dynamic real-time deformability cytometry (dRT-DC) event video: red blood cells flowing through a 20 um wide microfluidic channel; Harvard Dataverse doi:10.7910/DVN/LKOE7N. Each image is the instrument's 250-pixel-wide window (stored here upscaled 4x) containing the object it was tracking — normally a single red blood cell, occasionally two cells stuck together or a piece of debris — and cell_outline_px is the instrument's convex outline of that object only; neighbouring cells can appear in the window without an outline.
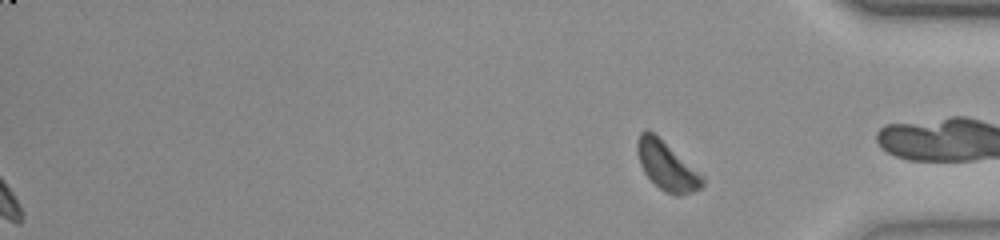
{"species": "common noctule bat (a hibernating species)", "species_latin": "Nyctalus noctula", "temperature_condition": "room temperature", "stored_images_in_passage": 45, "segment_of_instrument_passage": [2, 2], "camera_frame_rate_fps": 3000, "um_per_image_px": 0.085, "animal": {"sex": "female", "body_mass_g": 23.0, "forearm_length_mm": 53.4}, "frame": {"image": 1, "passage_image": 45, "time_ms": 14.667, "image_size_px": [1000, 240], "cell_outline_px": [[704, 184], [700, 188], [692, 192], [680, 196], [676, 196], [660, 188], [644, 172], [640, 164], [636, 152], [636, 140], [640, 132], [644, 128], [648, 128], [704, 176]], "centroid_in_image_um": [56.65, 14.07], "position_along_channel_um": 378.6, "area_um2": 18.38}}